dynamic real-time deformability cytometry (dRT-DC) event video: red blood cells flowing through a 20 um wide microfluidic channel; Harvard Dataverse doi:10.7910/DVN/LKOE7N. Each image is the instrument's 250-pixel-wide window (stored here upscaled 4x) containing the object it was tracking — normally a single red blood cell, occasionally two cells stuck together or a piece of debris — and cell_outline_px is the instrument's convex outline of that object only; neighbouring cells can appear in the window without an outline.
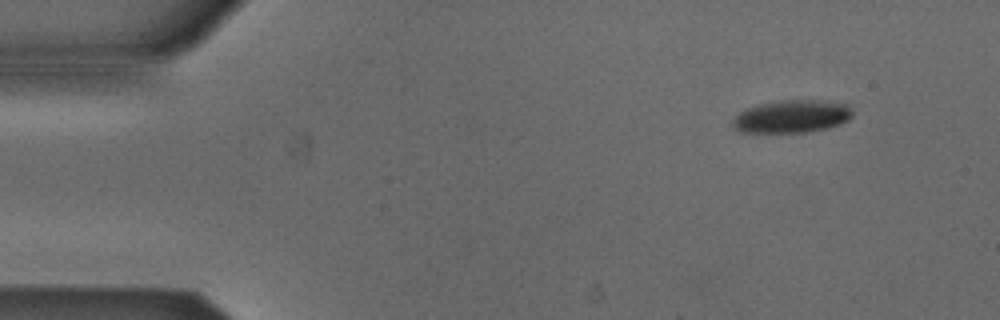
{"species": "Egyptian fruit bat (a non-hibernating species)", "species_latin": "Rousettus aegyptiacus", "temperature_condition": "cold", "stored_images_in_passage": 48, "camera_frame_rate_fps": 3000, "um_per_image_px": 0.085, "animal": {"sex": "male"}, "frame": {"image": 1, "passage_image": 1, "time_ms": 0.0, "image_size_px": [1000, 320], "cell_outline_px": [[852, 116], [848, 120], [840, 124], [828, 128], [808, 132], [740, 132], [732, 124], [732, 120], [740, 112], [756, 104], [780, 100], [824, 100], [844, 104], [852, 108]], "centroid_in_image_um": [67.32, 9.89], "position_along_channel_um": 17.7, "area_um2": 22.89}}
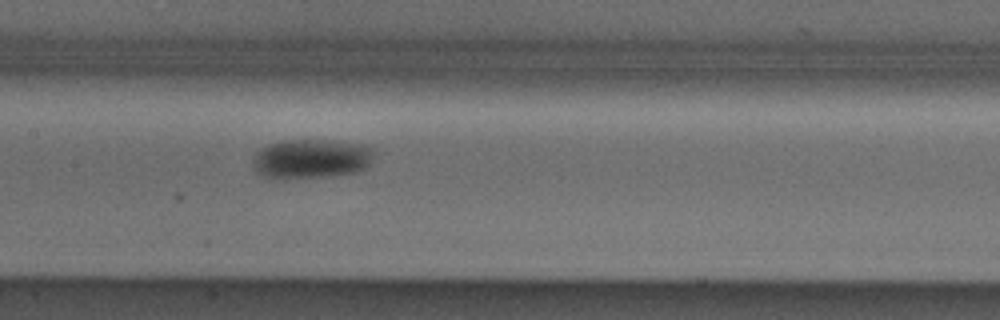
{"frame": {"image": 2, "passage_image": 21, "time_ms": 6.667, "image_size_px": [1000, 320], "cell_outline_px": [[372, 152], [368, 164], [364, 168], [356, 172], [332, 176], [272, 180], [256, 172], [252, 164], [252, 160], [256, 152], [260, 148], [268, 144], [280, 140], [336, 140], [356, 144], [372, 148]], "centroid_in_image_um": [26.34, 13.51], "position_along_channel_um": 181.1, "area_um2": 28.09}}
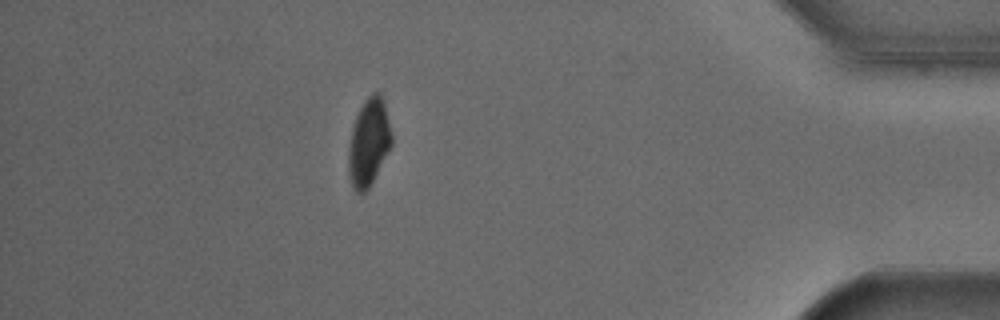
{"frame": {"image": 3, "passage_image": 42, "time_ms": 13.667, "image_size_px": [1000, 320], "cell_outline_px": [[392, 144], [368, 188], [364, 192], [356, 192], [352, 188], [348, 176], [348, 148], [352, 128], [356, 116], [364, 100], [372, 92], [380, 92], [384, 100], [392, 136]], "centroid_in_image_um": [31.33, 12.08], "position_along_channel_um": 403.9, "area_um2": 21.91}, "authors_computed_cell_mechanics": {"area_um2": 24.8829, "velocity_mm_per_s": 3.8813, "shape_relaxation_time_tau1_ms": 2.2869, "shape_relaxation_time_tau2_ms": null, "deformation_change_tau1": 0.0877, "deformation_change_tau2": null}}